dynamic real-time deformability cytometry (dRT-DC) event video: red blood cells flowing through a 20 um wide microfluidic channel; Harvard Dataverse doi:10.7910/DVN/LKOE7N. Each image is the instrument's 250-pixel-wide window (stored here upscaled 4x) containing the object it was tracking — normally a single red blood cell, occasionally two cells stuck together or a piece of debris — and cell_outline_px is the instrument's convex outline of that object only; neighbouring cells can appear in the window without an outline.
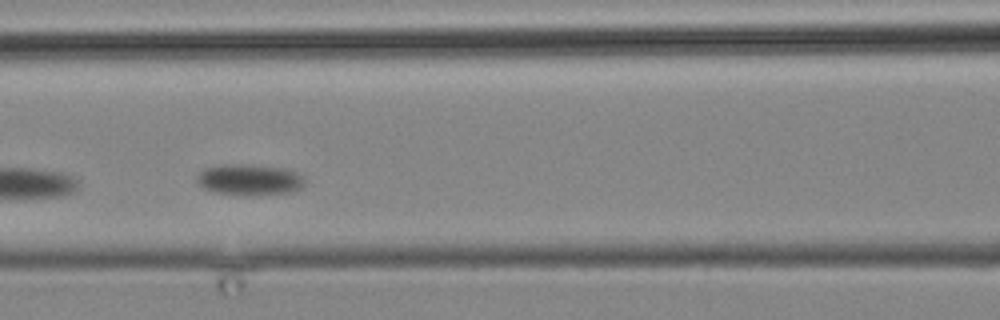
{"species": "common noctule bat (a hibernating species)", "species_latin": "Nyctalus noctula", "temperature_condition": "cold", "stored_images_in_passage": 5, "camera_frame_rate_fps": 3000, "um_per_image_px": 0.085, "animal": {"sex": "male", "body_mass_g": 19.2, "forearm_length_mm": 51.8}, "frame": {"image": 1, "passage_image": 4, "time_ms": 3.333, "image_size_px": [1000, 320], "cell_outline_px": [[304, 184], [300, 188], [292, 192], [212, 192], [204, 188], [196, 180], [196, 176], [204, 168], [224, 164], [244, 164], [284, 168], [296, 172], [304, 176]], "centroid_in_image_um": [21.19, 15.21], "position_along_channel_um": 145.4, "area_um2": 18.55}}